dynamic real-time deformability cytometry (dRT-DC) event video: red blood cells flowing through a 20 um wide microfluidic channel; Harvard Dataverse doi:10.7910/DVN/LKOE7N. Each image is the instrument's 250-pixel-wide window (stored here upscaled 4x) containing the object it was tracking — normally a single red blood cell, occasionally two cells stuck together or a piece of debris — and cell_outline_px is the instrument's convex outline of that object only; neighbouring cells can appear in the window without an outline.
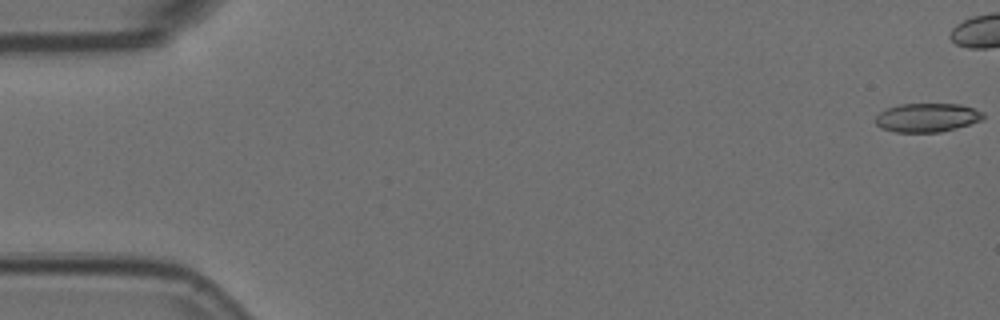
{"species": "Egyptian fruit bat (a non-hibernating species)", "species_latin": "Rousettus aegyptiacus", "temperature_condition": "room temperature", "stored_images_in_passage": 8, "camera_frame_rate_fps": 3000, "um_per_image_px": 0.085, "animal": {"sex": "female"}, "frame": {"image": 1, "passage_image": 1, "time_ms": 0.0, "image_size_px": [1000, 320], "cell_outline_px": [[984, 120], [940, 132], [896, 132], [880, 128], [876, 124], [876, 116], [880, 112], [888, 108], [900, 104], [960, 104], [984, 112]], "centroid_in_image_um": [78.82, 9.99], "position_along_channel_um": 6.2, "area_um2": 18.03}}